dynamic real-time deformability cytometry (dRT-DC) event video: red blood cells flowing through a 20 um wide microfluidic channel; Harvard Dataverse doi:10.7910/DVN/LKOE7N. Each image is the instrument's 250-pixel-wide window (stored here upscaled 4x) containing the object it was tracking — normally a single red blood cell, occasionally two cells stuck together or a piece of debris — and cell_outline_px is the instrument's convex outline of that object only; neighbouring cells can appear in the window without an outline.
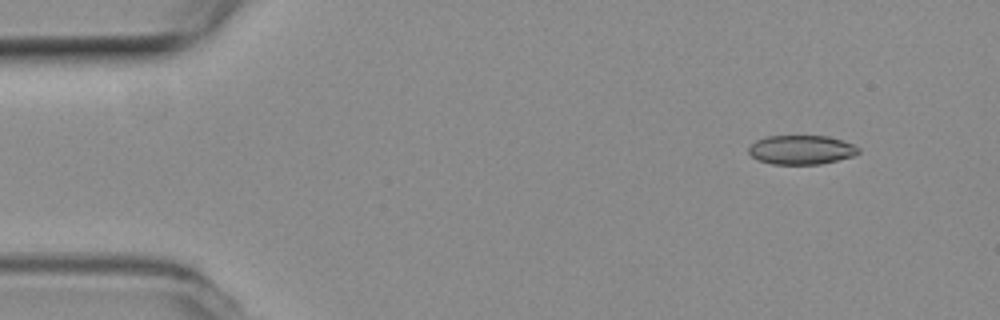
{"species": "common noctule bat (a hibernating species)", "species_latin": "Nyctalus noctula", "temperature_condition": "room temperature", "stored_images_in_passage": 5, "camera_frame_rate_fps": 3000, "um_per_image_px": 0.085, "animal": {"sex": "female", "body_mass_g": 19.3, "forearm_length_mm": 54.1}, "frame": {"image": 1, "passage_image": 2, "time_ms": 0.333, "image_size_px": [1000, 320], "cell_outline_px": [[860, 152], [852, 156], [820, 164], [772, 164], [760, 160], [752, 156], [748, 152], [748, 148], [756, 140], [768, 136], [828, 136], [852, 144], [860, 148]], "centroid_in_image_um": [68.1, 12.73], "position_along_channel_um": 16.9, "area_um2": 18.44}}
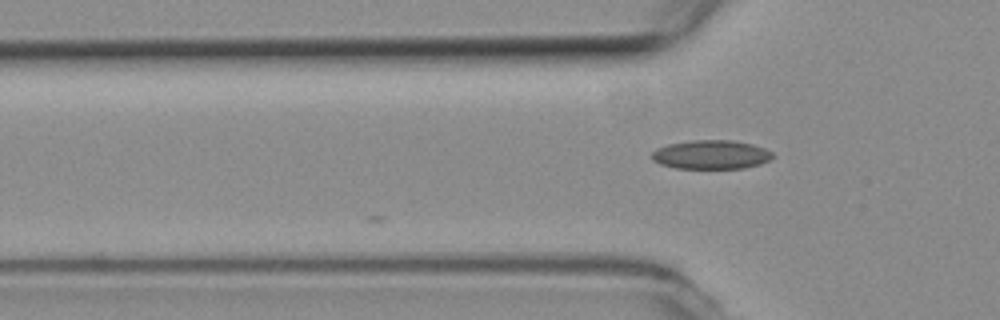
{"frame": {"image": 2, "passage_image": 5, "time_ms": 1.333, "image_size_px": [1000, 320], "cell_outline_px": [[776, 156], [760, 164], [744, 168], [676, 168], [660, 164], [652, 160], [652, 152], [656, 148], [668, 144], [692, 140], [732, 140], [752, 144], [764, 148], [772, 152]], "centroid_in_image_um": [60.44, 13.14], "position_along_channel_um": 65.4, "area_um2": 20.4}}